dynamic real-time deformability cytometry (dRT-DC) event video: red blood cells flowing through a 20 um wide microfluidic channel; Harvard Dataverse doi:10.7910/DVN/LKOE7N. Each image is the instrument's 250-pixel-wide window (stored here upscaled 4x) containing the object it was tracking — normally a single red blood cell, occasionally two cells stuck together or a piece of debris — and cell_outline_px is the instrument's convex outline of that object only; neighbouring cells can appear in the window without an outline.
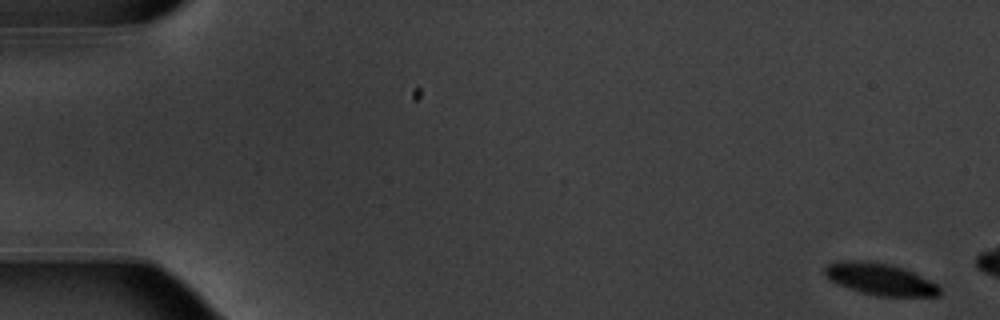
{"species": "common noctule bat (a hibernating species)", "species_latin": "Nyctalus noctula", "temperature_condition": "warm", "stored_images_in_passage": 7, "camera_frame_rate_fps": 3000, "um_per_image_px": 0.085, "animal": {"sex": "male", "body_mass_g": 20.1, "forearm_length_mm": 53.5}, "frame": {"image": 1, "passage_image": 2, "time_ms": 0.333, "image_size_px": [1000, 320], "cell_outline_px": [[940, 296], [876, 296], [860, 292], [836, 284], [824, 272], [824, 268], [828, 264], [836, 260], [864, 260], [892, 264], [904, 268], [940, 284]], "centroid_in_image_um": [74.83, 23.71], "position_along_channel_um": 10.2, "area_um2": 21.62}}